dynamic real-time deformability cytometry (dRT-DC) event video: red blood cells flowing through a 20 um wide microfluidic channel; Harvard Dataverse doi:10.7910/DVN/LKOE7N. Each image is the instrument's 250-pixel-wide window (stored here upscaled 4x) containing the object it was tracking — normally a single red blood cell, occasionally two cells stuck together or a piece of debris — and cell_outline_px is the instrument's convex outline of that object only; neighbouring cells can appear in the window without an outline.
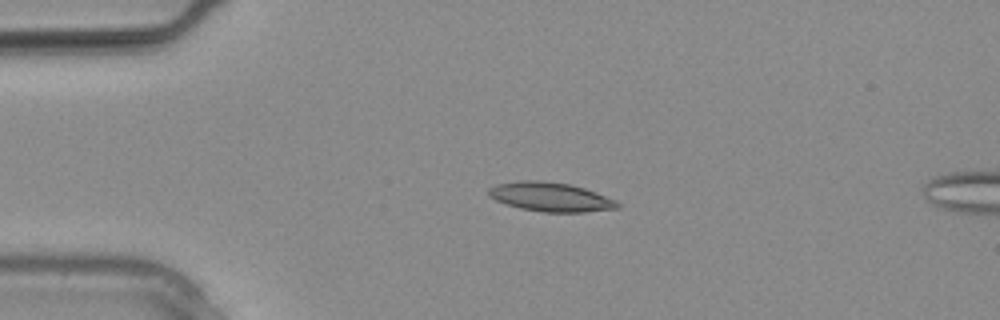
{"species": "common noctule bat (a hibernating species)", "species_latin": "Nyctalus noctula", "temperature_condition": "warm", "stored_images_in_passage": 3, "camera_frame_rate_fps": 3000, "um_per_image_px": 0.085, "animal": {"sex": "male", "body_mass_g": 20.4}, "frame": {"image": 1, "passage_image": 1, "time_ms": 0.0, "image_size_px": [1000, 320], "cell_outline_px": [[620, 208], [584, 212], [544, 212], [520, 208], [496, 200], [488, 196], [488, 188], [496, 184], [520, 180], [540, 180], [568, 184], [584, 188], [596, 192], [616, 200], [620, 204]], "centroid_in_image_um": [46.8, 16.73], "position_along_channel_um": 38.2, "area_um2": 21.85}}